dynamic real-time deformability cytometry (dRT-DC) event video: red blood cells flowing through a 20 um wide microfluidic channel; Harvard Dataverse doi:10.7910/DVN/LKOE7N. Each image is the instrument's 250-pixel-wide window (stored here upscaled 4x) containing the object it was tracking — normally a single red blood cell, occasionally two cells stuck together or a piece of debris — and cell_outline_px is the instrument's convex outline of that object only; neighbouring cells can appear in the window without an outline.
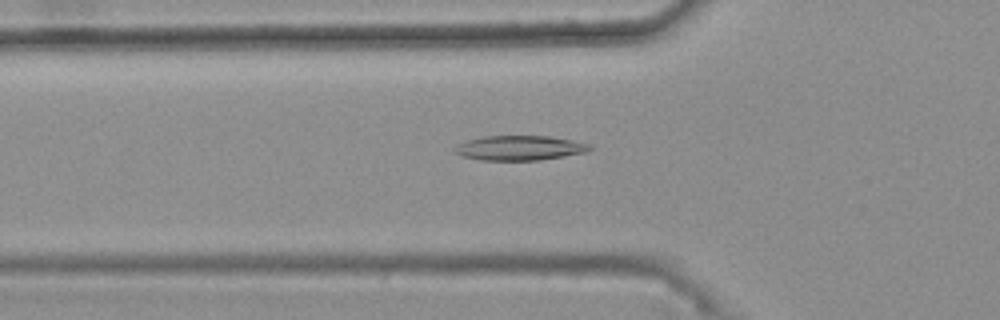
{"species": "common noctule bat (a hibernating species)", "species_latin": "Nyctalus noctula", "temperature_condition": "warm", "stored_images_in_passage": 42, "camera_frame_rate_fps": 3000, "um_per_image_px": 0.085, "animal": {"sex": "female", "body_mass_g": 25.1}, "frame": {"image": 1, "passage_image": 12, "time_ms": 3.667, "image_size_px": [1000, 320], "cell_outline_px": [[592, 148], [588, 152], [540, 160], [480, 160], [460, 156], [456, 152], [456, 148], [460, 144], [468, 140], [484, 136], [548, 136], [572, 140], [592, 144]], "centroid_in_image_um": [44.23, 12.58], "position_along_channel_um": 81.6, "area_um2": 19.36}}
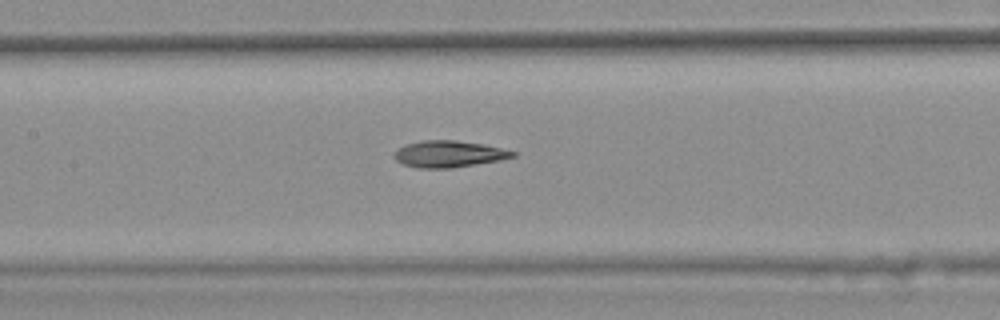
{"frame": {"image": 2, "passage_image": 19, "time_ms": 6.0, "image_size_px": [1000, 320], "cell_outline_px": [[516, 156], [500, 160], [452, 168], [416, 168], [404, 164], [396, 160], [392, 156], [400, 148], [408, 144], [424, 140], [456, 140], [484, 144], [516, 152]], "centroid_in_image_um": [38.16, 13.09], "position_along_channel_um": 169.2, "area_um2": 18.21}}
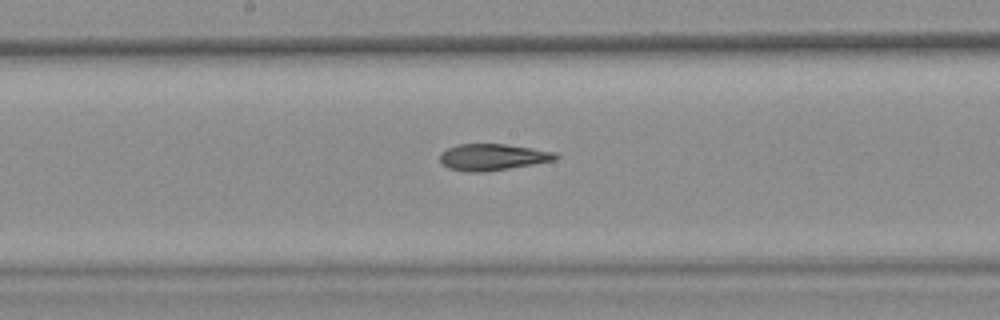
{"frame": {"image": 3, "passage_image": 22, "time_ms": 7.0, "image_size_px": [1000, 320], "cell_outline_px": [[560, 156], [556, 160], [484, 172], [464, 172], [448, 168], [440, 160], [440, 152], [456, 144], [504, 144], [532, 148], [556, 152]], "centroid_in_image_um": [41.86, 13.35], "position_along_channel_um": 206.3, "area_um2": 17.86}, "authors_computed_cell_mechanics": {"area_um2": 18.207, "velocity_mm_per_s": 3.7308, "shape_relaxation_time_tau1_ms": null, "shape_relaxation_time_tau2_ms": 2.6575, "deformation_change_tau1": null, "deformation_change_tau2": 0.1116}}